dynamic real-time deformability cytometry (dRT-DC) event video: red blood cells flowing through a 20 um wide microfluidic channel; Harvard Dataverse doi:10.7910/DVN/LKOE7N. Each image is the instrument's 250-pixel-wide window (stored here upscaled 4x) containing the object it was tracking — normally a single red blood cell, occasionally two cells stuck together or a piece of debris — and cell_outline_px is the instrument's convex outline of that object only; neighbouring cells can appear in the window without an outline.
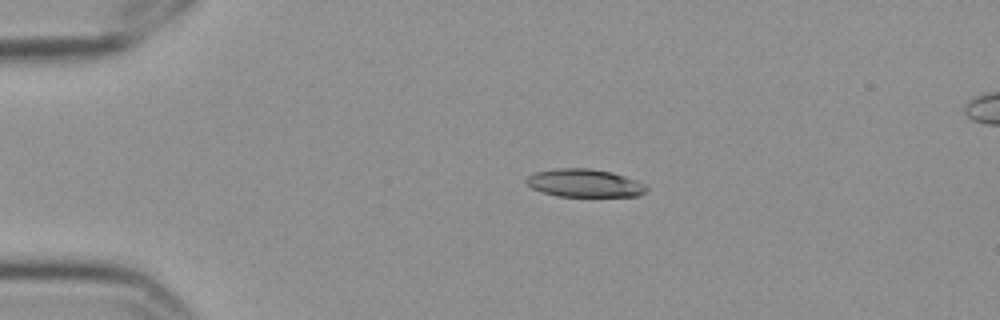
{"species": "Egyptian fruit bat (a non-hibernating species)", "species_latin": "Rousettus aegyptiacus", "temperature_condition": "cold", "stored_images_in_passage": 3, "camera_frame_rate_fps": 3000, "um_per_image_px": 0.085, "frame": {"image": 1, "passage_image": 1, "time_ms": 0.0, "image_size_px": [1000, 320], "cell_outline_px": [[648, 188], [644, 192], [636, 196], [556, 196], [540, 192], [532, 188], [524, 180], [528, 176], [536, 172], [556, 168], [592, 168], [612, 172], [636, 180], [644, 184]], "centroid_in_image_um": [49.65, 15.56], "position_along_channel_um": 35.3, "area_um2": 19.59}}